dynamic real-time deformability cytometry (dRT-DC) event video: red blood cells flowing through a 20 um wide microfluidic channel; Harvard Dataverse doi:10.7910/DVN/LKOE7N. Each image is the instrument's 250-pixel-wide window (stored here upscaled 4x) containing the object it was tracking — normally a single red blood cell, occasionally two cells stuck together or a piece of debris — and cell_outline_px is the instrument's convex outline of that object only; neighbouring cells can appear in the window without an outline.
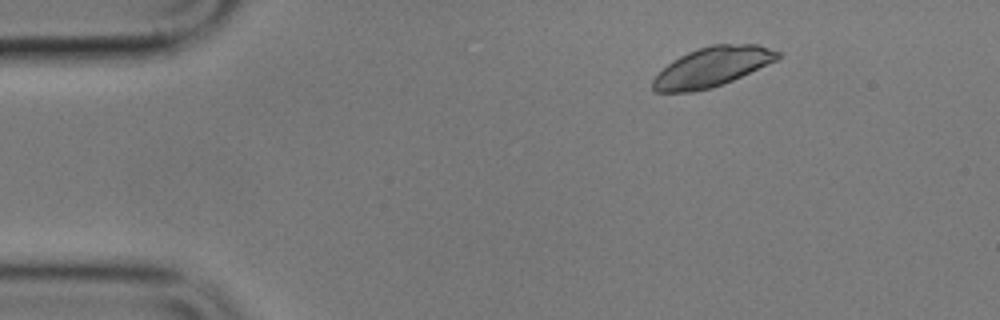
{"species": "common noctule bat (a hibernating species)", "species_latin": "Nyctalus noctula", "temperature_condition": "cold", "stored_images_in_passage": 4, "camera_frame_rate_fps": 3000, "um_per_image_px": 0.085, "animal": {"sex": "male", "body_mass_g": 17.9}, "frame": {"image": 1, "passage_image": 2, "time_ms": 1.333, "image_size_px": [1000, 320], "cell_outline_px": [[780, 56], [776, 60], [724, 84], [712, 88], [692, 92], [652, 92], [652, 80], [672, 60], [696, 48], [712, 44], [756, 44], [780, 52]], "centroid_in_image_um": [60.5, 5.69], "position_along_channel_um": 24.5, "area_um2": 28.67}}
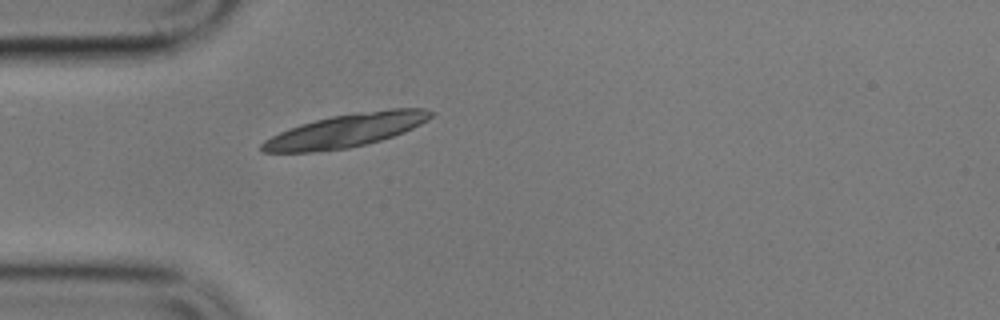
{"frame": {"image": 2, "passage_image": 4, "time_ms": 3.667, "image_size_px": [1000, 320], "cell_outline_px": [[436, 112], [428, 120], [404, 132], [368, 144], [348, 148], [312, 152], [260, 152], [260, 144], [264, 140], [280, 132], [300, 124], [332, 116], [360, 112], [392, 108], [424, 108]], "centroid_in_image_um": [29.42, 11.09], "position_along_channel_um": 55.6, "area_um2": 32.6}}